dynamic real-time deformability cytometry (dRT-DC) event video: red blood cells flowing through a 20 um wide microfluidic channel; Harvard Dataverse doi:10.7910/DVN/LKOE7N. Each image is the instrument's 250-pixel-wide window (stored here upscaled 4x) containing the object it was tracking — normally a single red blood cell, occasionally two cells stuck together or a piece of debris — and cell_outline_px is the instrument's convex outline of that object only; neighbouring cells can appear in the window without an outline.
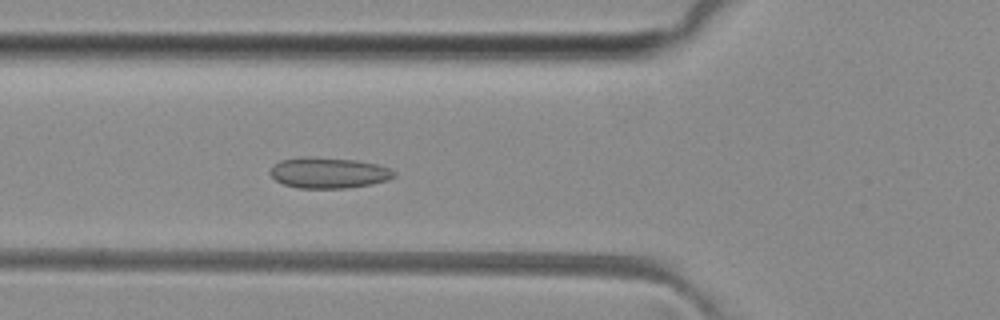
{"species": "common noctule bat (a hibernating species)", "species_latin": "Nyctalus noctula", "temperature_condition": "room temperature", "stored_images_in_passage": 39, "camera_frame_rate_fps": 3000, "um_per_image_px": 0.085, "animal": {"sex": "female", "body_mass_g": 29.2, "forearm_length_mm": 56.3}, "frame": {"image": 1, "passage_image": 17, "time_ms": 5.333, "image_size_px": [1000, 320], "cell_outline_px": [[396, 176], [388, 180], [372, 184], [348, 188], [300, 188], [284, 184], [276, 180], [268, 172], [272, 164], [280, 160], [304, 156], [356, 160], [376, 164], [388, 168], [396, 172]], "centroid_in_image_um": [27.91, 14.68], "position_along_channel_um": 97.9, "area_um2": 22.37}}
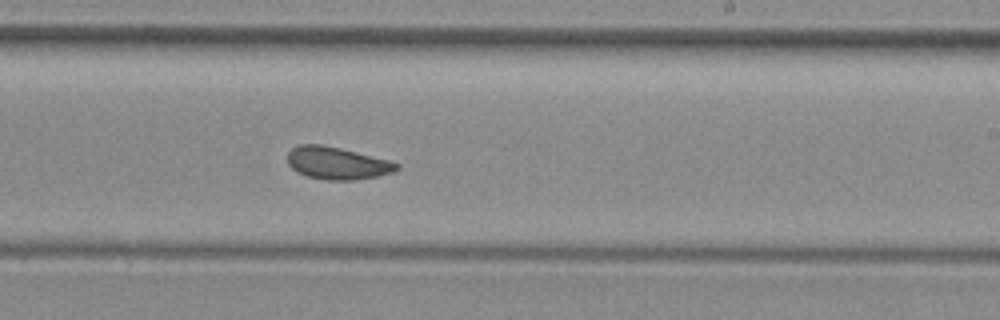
{"frame": {"image": 2, "passage_image": 29, "time_ms": 9.333, "image_size_px": [1000, 320], "cell_outline_px": [[400, 168], [396, 172], [376, 176], [352, 180], [328, 180], [308, 176], [292, 168], [288, 164], [288, 152], [292, 148], [300, 144], [320, 144], [340, 148], [388, 160], [400, 164]], "centroid_in_image_um": [28.68, 13.86], "position_along_channel_um": 260.3, "area_um2": 20.4}}
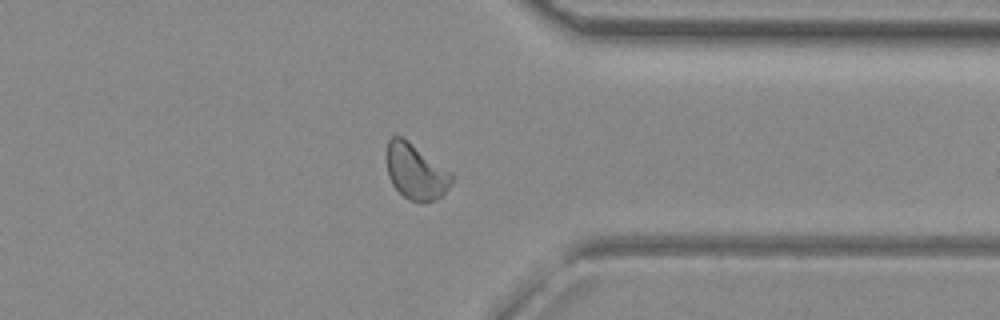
{"frame": {"image": 3, "passage_image": 38, "time_ms": 12.333, "image_size_px": [1000, 320], "cell_outline_px": [[456, 176], [448, 188], [440, 196], [424, 204], [420, 204], [408, 200], [392, 184], [388, 176], [388, 140], [392, 136], [400, 136], [408, 140], [452, 172]], "centroid_in_image_um": [35.38, 14.61], "position_along_channel_um": 376.0, "area_um2": 21.1}}